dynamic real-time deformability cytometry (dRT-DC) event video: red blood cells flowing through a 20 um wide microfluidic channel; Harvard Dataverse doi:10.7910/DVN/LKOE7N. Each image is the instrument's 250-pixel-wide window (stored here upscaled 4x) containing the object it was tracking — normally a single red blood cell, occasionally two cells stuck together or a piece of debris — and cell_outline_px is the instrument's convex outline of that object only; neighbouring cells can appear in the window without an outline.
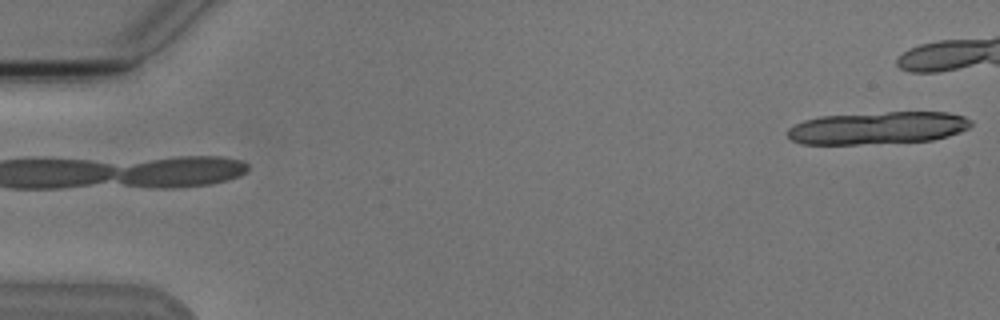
{"species": "Egyptian fruit bat (a non-hibernating species)", "species_latin": "Rousettus aegyptiacus", "temperature_condition": "cold", "stored_images_in_passage": 2, "camera_frame_rate_fps": 3000, "um_per_image_px": 0.085, "animal": {"sex": "male"}, "frame": {"image": 1, "passage_image": 2, "time_ms": 2.0, "image_size_px": [1000, 320], "cell_outline_px": [[972, 124], [968, 128], [960, 132], [948, 136], [932, 140], [856, 144], [800, 144], [792, 140], [788, 136], [788, 128], [804, 120], [820, 116], [888, 112], [948, 112], [964, 116], [972, 120]], "centroid_in_image_um": [74.62, 10.87], "position_along_channel_um": 10.4, "area_um2": 34.62}}